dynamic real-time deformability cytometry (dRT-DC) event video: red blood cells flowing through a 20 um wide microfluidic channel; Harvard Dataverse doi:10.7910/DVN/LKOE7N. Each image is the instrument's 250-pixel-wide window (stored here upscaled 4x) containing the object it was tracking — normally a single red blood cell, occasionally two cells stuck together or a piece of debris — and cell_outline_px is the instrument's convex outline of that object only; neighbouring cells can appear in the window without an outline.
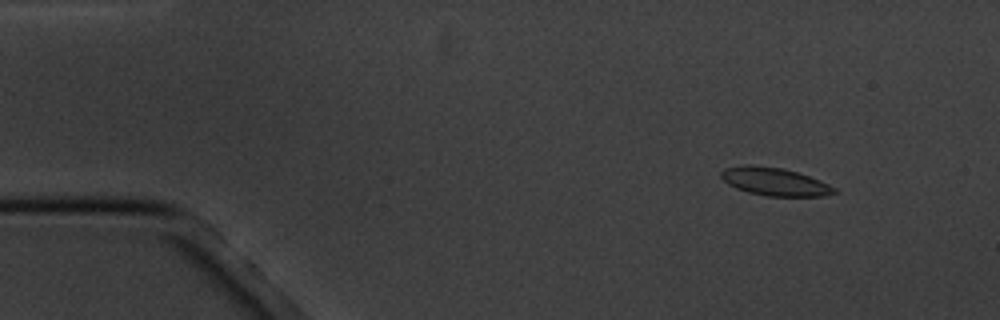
{"species": "common noctule bat (a hibernating species)", "species_latin": "Nyctalus noctula", "temperature_condition": "cold", "stored_images_in_passage": 3, "camera_frame_rate_fps": 3000, "um_per_image_px": 0.085, "animal": {"sex": "male", "body_mass_g": 20.1, "forearm_length_mm": 53.5}, "frame": {"image": 1, "passage_image": 1, "time_ms": 0.0, "image_size_px": [1000, 320], "cell_outline_px": [[836, 192], [824, 196], [764, 196], [748, 192], [736, 188], [728, 184], [720, 176], [720, 172], [724, 168], [744, 164], [748, 164], [784, 168], [820, 180], [836, 188]], "centroid_in_image_um": [65.81, 15.43], "position_along_channel_um": 19.2, "area_um2": 18.5}}